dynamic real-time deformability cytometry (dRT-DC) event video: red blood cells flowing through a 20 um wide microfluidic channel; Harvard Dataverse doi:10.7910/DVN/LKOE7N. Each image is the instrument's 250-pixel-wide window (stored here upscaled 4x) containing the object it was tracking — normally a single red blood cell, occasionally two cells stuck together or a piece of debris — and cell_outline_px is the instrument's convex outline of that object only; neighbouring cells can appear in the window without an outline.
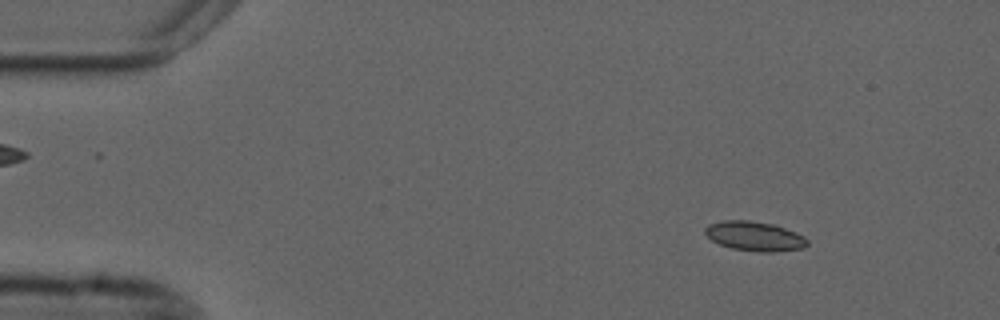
{"species": "common noctule bat (a hibernating species)", "species_latin": "Nyctalus noctula", "temperature_condition": "cold", "stored_images_in_passage": 54, "camera_frame_rate_fps": 3000, "um_per_image_px": 0.085, "animal": {"sex": "male", "forearm_length_mm": 52.5}, "frame": {"image": 1, "passage_image": 6, "time_ms": 1.667, "image_size_px": [1000, 320], "cell_outline_px": [[808, 244], [804, 248], [772, 252], [760, 252], [732, 248], [720, 244], [712, 240], [704, 232], [704, 228], [708, 224], [724, 220], [748, 220], [776, 224], [796, 232], [804, 236], [808, 240]], "centroid_in_image_um": [64.16, 20.06], "position_along_channel_um": 20.8, "area_um2": 17.69}}
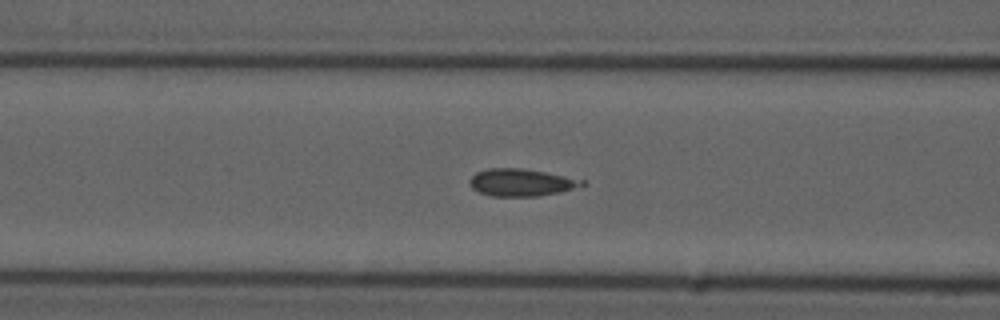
{"frame": {"image": 2, "passage_image": 21, "time_ms": 6.667, "image_size_px": [1000, 320], "cell_outline_px": [[588, 184], [560, 192], [540, 196], [492, 196], [480, 192], [472, 188], [468, 184], [468, 180], [476, 172], [488, 168], [520, 168], [544, 172], [584, 180]], "centroid_in_image_um": [44.28, 15.51], "position_along_channel_um": 122.3, "area_um2": 17.86}}
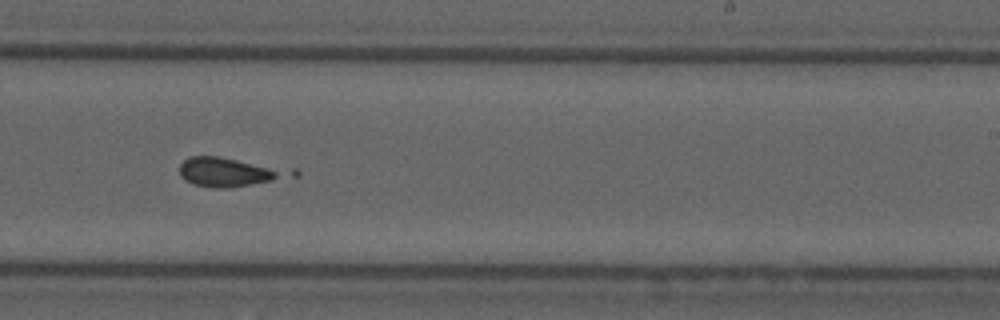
{"frame": {"image": 3, "passage_image": 33, "time_ms": 10.667, "image_size_px": [1000, 320], "cell_outline_px": [[300, 176], [228, 188], [212, 188], [196, 184], [184, 180], [180, 176], [180, 164], [188, 156], [220, 156], [296, 168], [300, 172]], "centroid_in_image_um": [19.66, 14.6], "position_along_channel_um": 269.3, "area_um2": 19.65}}